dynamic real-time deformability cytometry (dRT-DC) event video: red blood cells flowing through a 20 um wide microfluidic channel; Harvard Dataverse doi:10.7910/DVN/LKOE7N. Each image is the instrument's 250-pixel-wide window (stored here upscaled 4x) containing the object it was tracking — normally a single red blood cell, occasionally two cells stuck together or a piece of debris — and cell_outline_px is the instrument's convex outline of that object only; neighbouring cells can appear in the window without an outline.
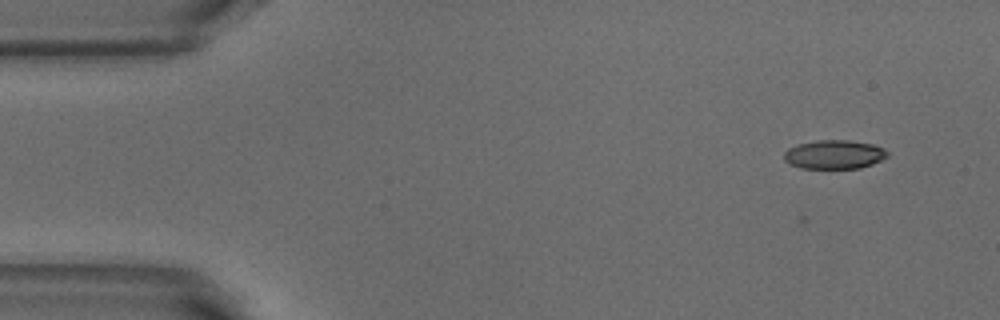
{"species": "common noctule bat (a hibernating species)", "species_latin": "Nyctalus noctula", "temperature_condition": "warm", "stored_images_in_passage": 49, "camera_frame_rate_fps": 3000, "um_per_image_px": 0.085, "animal": {"sex": "male", "body_mass_g": 18.8}, "frame": {"image": 1, "passage_image": 1, "time_ms": 0.0, "image_size_px": [1000, 320], "cell_outline_px": [[888, 156], [872, 164], [860, 168], [800, 168], [788, 164], [784, 160], [784, 152], [788, 148], [800, 144], [816, 140], [848, 140], [872, 144], [884, 148], [888, 152]], "centroid_in_image_um": [70.9, 13.13], "position_along_channel_um": 14.1, "area_um2": 17.4}}
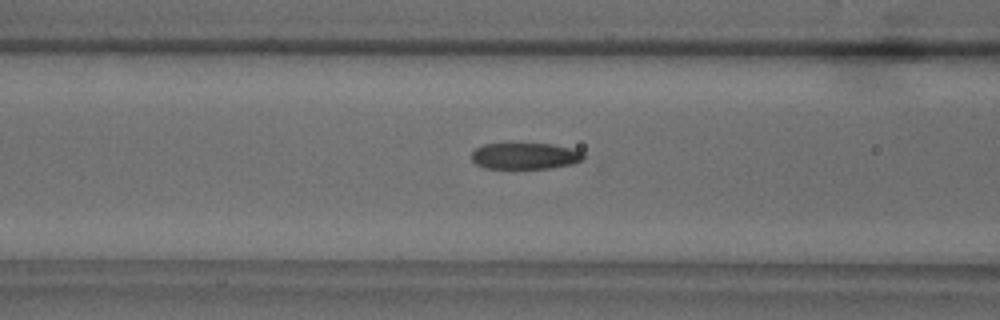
{"frame": {"image": 2, "passage_image": 17, "time_ms": 5.333, "image_size_px": [1000, 320], "cell_outline_px": [[584, 160], [572, 164], [548, 168], [484, 168], [476, 164], [472, 160], [472, 152], [476, 148], [484, 144], [508, 140], [512, 140], [552, 144], [572, 148], [584, 152]], "centroid_in_image_um": [44.6, 13.19], "position_along_channel_um": 122.0, "area_um2": 18.21}}
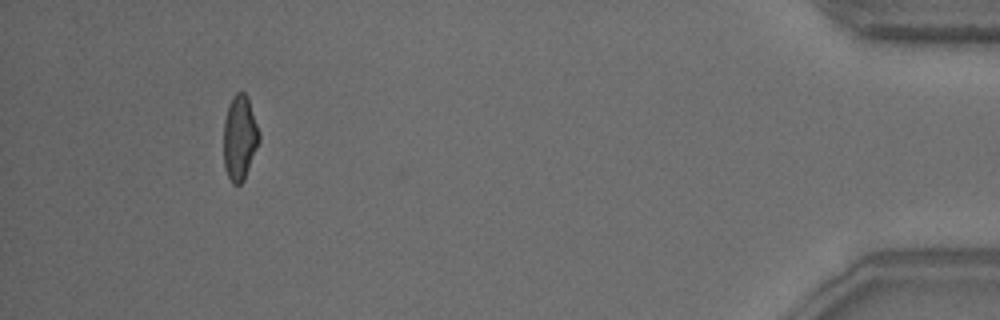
{"frame": {"image": 3, "passage_image": 45, "time_ms": 14.667, "image_size_px": [1000, 320], "cell_outline_px": [[260, 140], [244, 180], [240, 184], [232, 184], [228, 176], [224, 164], [224, 120], [228, 104], [232, 96], [236, 92], [244, 92], [248, 96], [260, 132]], "centroid_in_image_um": [20.38, 11.67], "position_along_channel_um": 414.8, "area_um2": 17.74}, "authors_computed_cell_mechanics": {"area_um2": 18.3226, "velocity_mm_per_s": 3.8877, "shape_relaxation_time_tau1_ms": 8.0432, "shape_relaxation_time_tau2_ms": 1.6602, "deformation_change_tau1": 0.1941, "deformation_change_tau2": 0.0931}}